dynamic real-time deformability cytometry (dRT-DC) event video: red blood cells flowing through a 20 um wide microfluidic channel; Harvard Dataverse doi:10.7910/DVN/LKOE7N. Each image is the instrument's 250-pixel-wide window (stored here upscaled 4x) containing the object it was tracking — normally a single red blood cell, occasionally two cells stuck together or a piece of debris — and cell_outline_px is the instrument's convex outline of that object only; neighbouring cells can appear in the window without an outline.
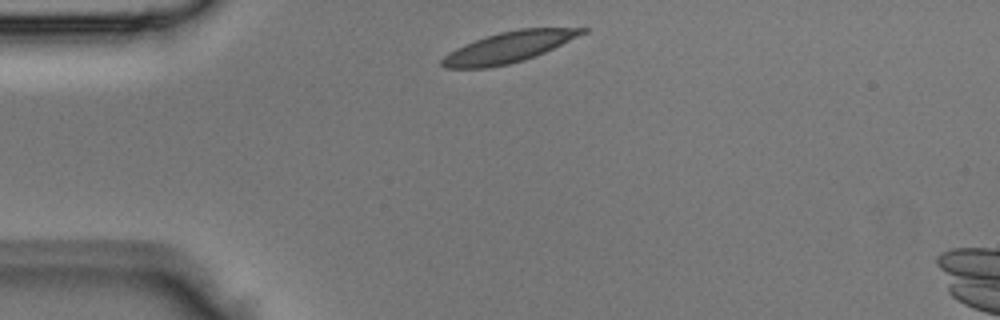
{"species": "Egyptian fruit bat (a non-hibernating species)", "species_latin": "Rousettus aegyptiacus", "temperature_condition": "room temperature", "stored_images_in_passage": 2, "camera_frame_rate_fps": 3000, "um_per_image_px": 0.085, "animal": {"sex": "male"}, "frame": {"image": 1, "passage_image": 1, "time_ms": 0.0, "image_size_px": [1000, 320], "cell_outline_px": [[588, 32], [536, 56], [524, 60], [508, 64], [488, 68], [444, 68], [440, 64], [440, 60], [448, 52], [464, 44], [500, 32], [520, 28], [588, 28]], "centroid_in_image_um": [43.23, 4.02], "position_along_channel_um": 41.8, "area_um2": 25.03}}